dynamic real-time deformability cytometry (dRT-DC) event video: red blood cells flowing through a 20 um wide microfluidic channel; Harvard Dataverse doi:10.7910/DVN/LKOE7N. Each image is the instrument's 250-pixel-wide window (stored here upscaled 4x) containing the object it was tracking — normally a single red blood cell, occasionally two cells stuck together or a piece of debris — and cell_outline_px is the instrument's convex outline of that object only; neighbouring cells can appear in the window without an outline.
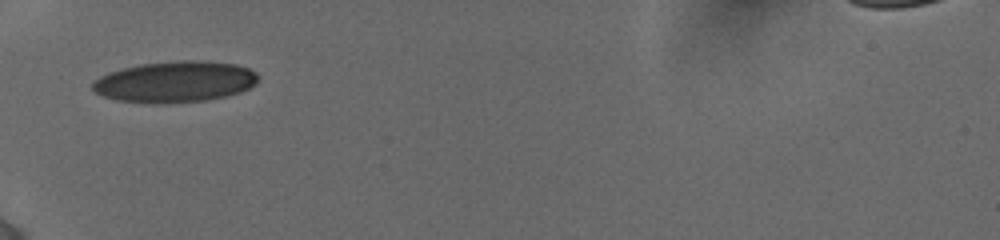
{"species": "human", "species_latin": "Homo sapiens", "temperature_condition": "cold", "stored_images_in_passage": 69, "camera_frame_rate_fps": 3000, "um_per_image_px": 0.085, "donor": {"sex": "female"}, "frame": {"image": 1, "passage_image": 1, "time_ms": 0.0, "image_size_px": [1000, 240], "cell_outline_px": [[256, 84], [240, 92], [228, 96], [204, 100], [160, 104], [148, 104], [116, 100], [104, 96], [96, 92], [92, 88], [92, 84], [100, 76], [108, 72], [140, 64], [180, 60], [196, 60], [236, 64], [248, 68], [256, 72]], "centroid_in_image_um": [14.86, 6.96], "position_along_channel_um": 70.1, "area_um2": 39.71}}
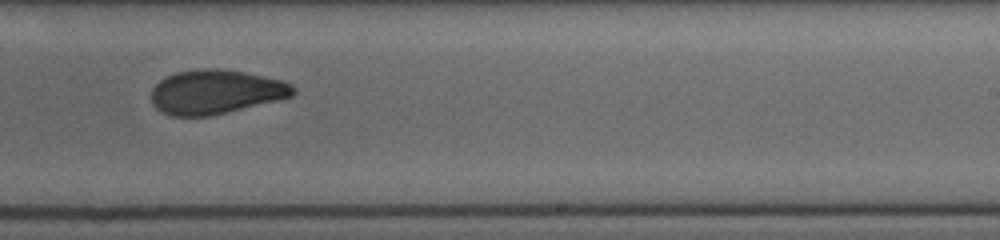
{"frame": {"image": 2, "passage_image": 26, "time_ms": 5.333, "image_size_px": [1000, 240], "cell_outline_px": [[296, 92], [292, 96], [212, 116], [172, 116], [160, 112], [152, 104], [152, 88], [160, 80], [176, 72], [204, 68], [216, 68], [244, 72], [280, 80], [292, 84], [296, 88]], "centroid_in_image_um": [18.31, 7.82], "position_along_channel_um": 270.7, "area_um2": 36.41}}
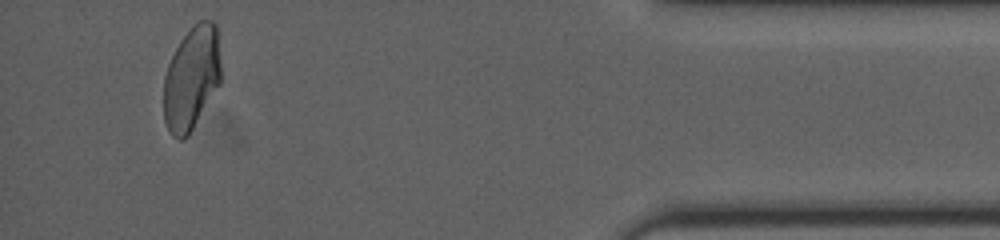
{"frame": {"image": 3, "passage_image": 63, "time_ms": 10.333, "image_size_px": [1000, 240], "cell_outline_px": [[220, 84], [188, 136], [180, 140], [172, 136], [168, 132], [164, 120], [164, 76], [168, 64], [180, 40], [192, 24], [200, 20], [212, 20], [216, 24], [220, 64]], "centroid_in_image_um": [16.27, 6.64], "position_along_channel_um": 418.9, "area_um2": 34.68}, "authors_computed_cell_mechanics": {"area_um2": 35.7782, "velocity_mm_per_s": 3.8842, "shape_relaxation_time_tau1_ms": 4.7873, "shape_relaxation_time_tau2_ms": 2.2417, "deformation_change_tau1": 0.1428, "deformation_change_tau2": 0.0797}}